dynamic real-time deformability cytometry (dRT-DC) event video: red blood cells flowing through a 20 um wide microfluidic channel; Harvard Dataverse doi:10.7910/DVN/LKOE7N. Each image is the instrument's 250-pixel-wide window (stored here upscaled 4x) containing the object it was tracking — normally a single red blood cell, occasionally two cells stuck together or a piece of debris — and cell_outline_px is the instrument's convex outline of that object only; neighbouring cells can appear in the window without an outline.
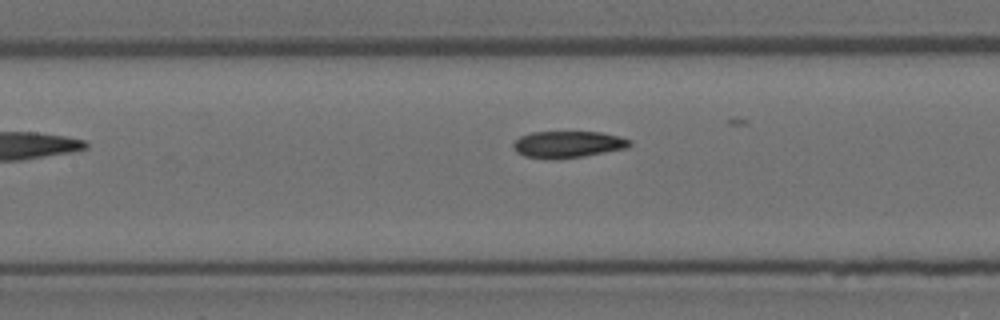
{"species": "Egyptian fruit bat (a non-hibernating species)", "species_latin": "Rousettus aegyptiacus", "temperature_condition": "room temperature", "stored_images_in_passage": 5, "camera_frame_rate_fps": 3000, "um_per_image_px": 0.085, "animal": {"sex": "female"}, "frame": {"image": 1, "passage_image": 4, "time_ms": 1.0, "image_size_px": [1000, 320], "cell_outline_px": [[632, 144], [628, 148], [584, 156], [556, 160], [552, 160], [524, 156], [516, 152], [512, 144], [520, 136], [532, 132], [600, 132], [620, 136], [632, 140]], "centroid_in_image_um": [48.29, 12.28], "position_along_channel_um": 159.1, "area_um2": 18.38}}
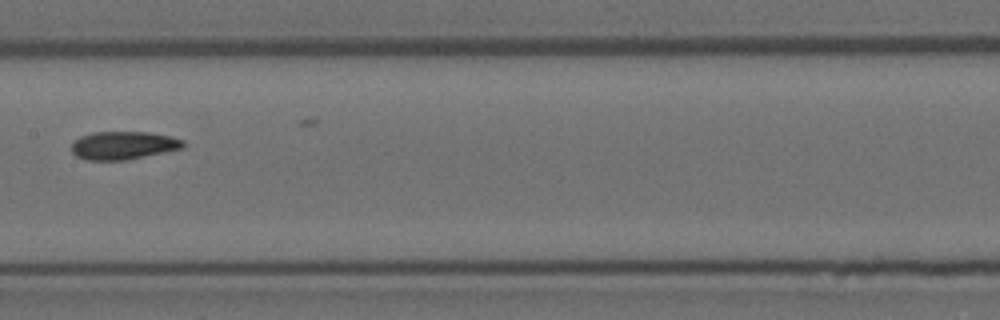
{"frame": {"image": 2, "passage_image": 5, "time_ms": 1.333, "image_size_px": [1000, 320], "cell_outline_px": [[184, 148], [124, 160], [88, 160], [76, 156], [72, 152], [72, 144], [80, 136], [92, 132], [148, 132], [172, 136], [184, 140]], "centroid_in_image_um": [10.49, 12.35], "position_along_channel_um": 196.9, "area_um2": 18.21}}